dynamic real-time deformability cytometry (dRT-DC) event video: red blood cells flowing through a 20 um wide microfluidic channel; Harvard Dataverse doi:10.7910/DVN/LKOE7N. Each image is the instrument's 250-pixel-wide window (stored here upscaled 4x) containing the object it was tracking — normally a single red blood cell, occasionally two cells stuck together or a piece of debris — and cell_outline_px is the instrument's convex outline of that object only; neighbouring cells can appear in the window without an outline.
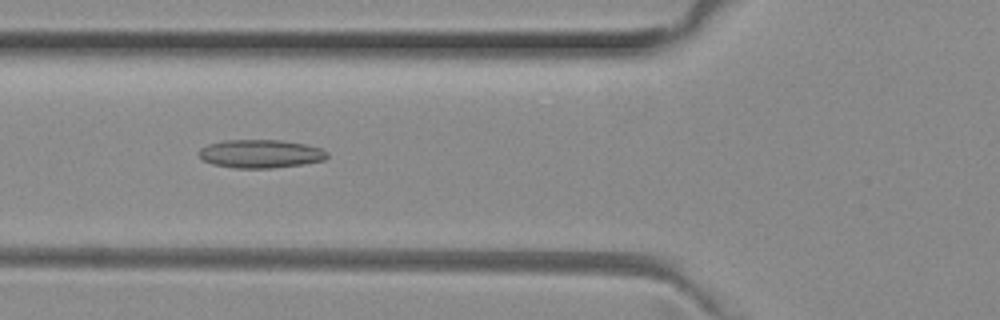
{"species": "common noctule bat (a hibernating species)", "species_latin": "Nyctalus noctula", "temperature_condition": "room temperature", "stored_images_in_passage": 46, "camera_frame_rate_fps": 3000, "um_per_image_px": 0.085, "animal": {"sex": "female", "body_mass_g": 29.2, "forearm_length_mm": 56.3}, "frame": {"image": 1, "passage_image": 14, "time_ms": 4.333, "image_size_px": [1000, 320], "cell_outline_px": [[328, 156], [324, 160], [304, 164], [272, 168], [236, 168], [212, 164], [204, 160], [196, 152], [200, 148], [208, 144], [224, 140], [284, 140], [304, 144], [320, 148], [328, 152]], "centroid_in_image_um": [22.14, 13.07], "position_along_channel_um": 103.7, "area_um2": 21.27}}
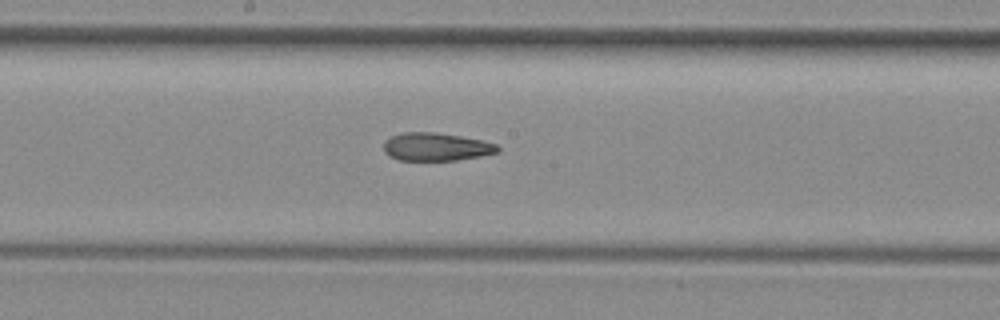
{"frame": {"image": 2, "passage_image": 22, "time_ms": 7.0, "image_size_px": [1000, 320], "cell_outline_px": [[500, 152], [480, 156], [456, 160], [400, 160], [388, 156], [384, 152], [384, 140], [392, 136], [404, 132], [432, 132], [460, 136], [480, 140], [496, 144], [500, 148]], "centroid_in_image_um": [37.05, 12.48], "position_along_channel_um": 211.1, "area_um2": 18.55}}
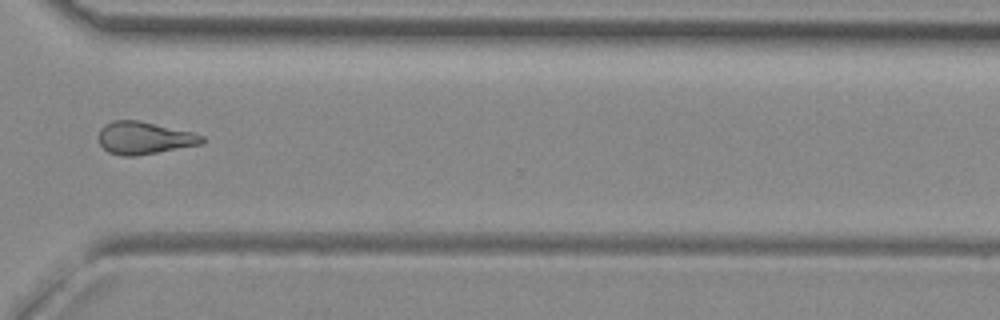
{"frame": {"image": 3, "passage_image": 33, "time_ms": 10.667, "image_size_px": [1000, 320], "cell_outline_px": [[204, 144], [136, 156], [124, 156], [108, 152], [100, 144], [100, 128], [104, 124], [112, 120], [140, 120], [192, 132], [204, 136]], "centroid_in_image_um": [12.28, 11.72], "position_along_channel_um": 358.3, "area_um2": 19.65}, "authors_computed_cell_mechanics": {"area_um2": 19.652, "velocity_mm_per_s": 4.0148, "shape_relaxation_time_tau1_ms": null, "shape_relaxation_time_tau2_ms": 2.2134, "deformation_change_tau1": null, "deformation_change_tau2": 0.1099}}